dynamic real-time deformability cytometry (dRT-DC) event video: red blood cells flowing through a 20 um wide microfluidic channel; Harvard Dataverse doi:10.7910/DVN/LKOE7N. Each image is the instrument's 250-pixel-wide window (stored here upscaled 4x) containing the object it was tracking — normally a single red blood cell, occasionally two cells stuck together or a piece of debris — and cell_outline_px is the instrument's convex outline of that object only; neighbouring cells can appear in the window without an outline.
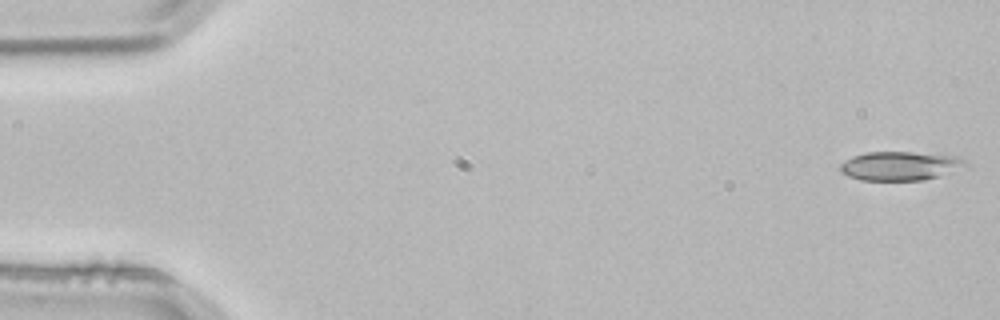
{"species": "common noctule bat (a hibernating species)", "species_latin": "Nyctalus noctula", "temperature_condition": "room temperature", "stored_images_in_passage": 3, "camera_frame_rate_fps": 3000, "um_per_image_px": 0.085, "animal": {"sex": "male", "body_mass_g": 21.5, "forearm_length_mm": 52.0}, "frame": {"image": 1, "passage_image": 1, "time_ms": 0.0, "image_size_px": [1000, 320], "cell_outline_px": [[972, 164], [968, 168], [940, 176], [924, 180], [860, 180], [848, 176], [840, 172], [840, 164], [844, 160], [852, 156], [868, 152], [912, 152], [956, 156], [968, 160]], "centroid_in_image_um": [76.6, 14.1], "position_along_channel_um": 8.4, "area_um2": 21.62}}
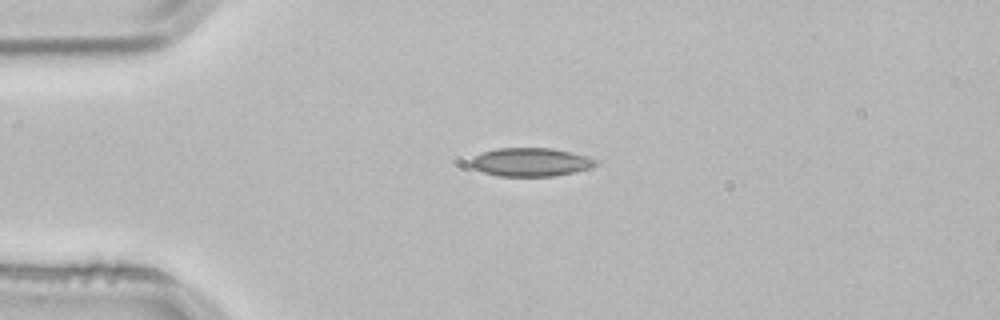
{"frame": {"image": 2, "passage_image": 3, "time_ms": 0.667, "image_size_px": [1000, 320], "cell_outline_px": [[600, 164], [592, 168], [576, 172], [552, 176], [500, 176], [484, 172], [472, 168], [468, 164], [476, 156], [484, 152], [496, 148], [552, 148], [588, 156], [600, 160]], "centroid_in_image_um": [45.18, 13.78], "position_along_channel_um": 39.8, "area_um2": 20.92}}